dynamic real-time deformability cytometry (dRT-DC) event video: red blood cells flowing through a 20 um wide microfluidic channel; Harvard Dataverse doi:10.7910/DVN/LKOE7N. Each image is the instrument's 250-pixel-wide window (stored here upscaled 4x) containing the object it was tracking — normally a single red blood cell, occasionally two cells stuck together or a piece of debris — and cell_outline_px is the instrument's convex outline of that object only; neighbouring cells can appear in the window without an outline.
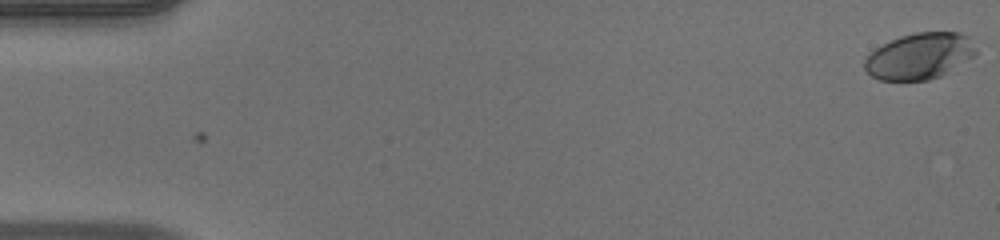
{"species": "human", "species_latin": "Homo sapiens", "temperature_condition": "warm", "stored_images_in_passage": 53, "camera_frame_rate_fps": 3000, "um_per_image_px": 0.085, "donor": {"sex": "male"}, "frame": {"image": 1, "passage_image": 1, "time_ms": 0.0, "image_size_px": [1000, 240], "cell_outline_px": [[976, 56], [940, 76], [928, 80], [880, 80], [872, 76], [864, 68], [864, 60], [876, 48], [900, 36], [916, 32], [960, 32], [968, 36], [976, 48]], "centroid_in_image_um": [78.19, 4.76], "position_along_channel_um": 6.8, "area_um2": 29.88}}
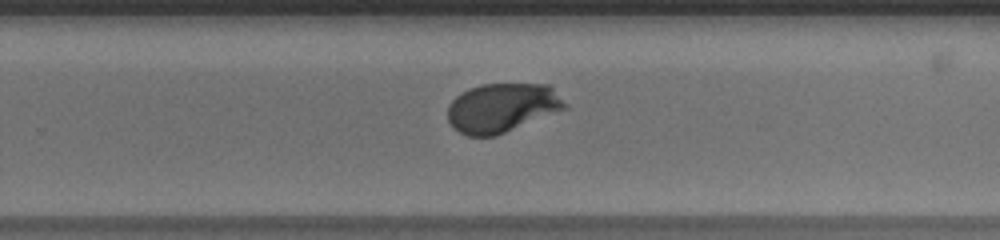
{"frame": {"image": 2, "passage_image": 35, "time_ms": 11.333, "image_size_px": [1000, 240], "cell_outline_px": [[568, 108], [496, 136], [468, 136], [452, 128], [448, 120], [448, 104], [456, 96], [468, 88], [484, 84], [548, 84], [568, 104]], "centroid_in_image_um": [42.67, 9.16], "position_along_channel_um": 287.1, "area_um2": 33.7}}
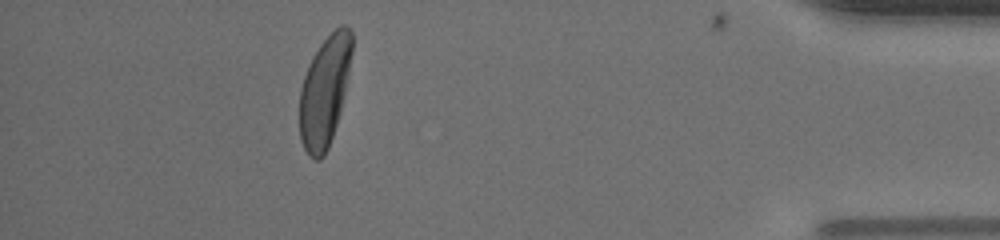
{"frame": {"image": 3, "passage_image": 48, "time_ms": 15.667, "image_size_px": [1000, 240], "cell_outline_px": [[352, 52], [340, 112], [328, 148], [324, 156], [320, 160], [316, 160], [308, 156], [300, 140], [300, 88], [304, 76], [312, 56], [320, 44], [340, 24], [344, 24], [352, 32]], "centroid_in_image_um": [27.58, 7.77], "position_along_channel_um": 407.6, "area_um2": 33.35}, "authors_computed_cell_mechanics": {"area_um2": 33.4084, "velocity_mm_per_s": 3.9401, "shape_relaxation_time_tau1_ms": 2.7825, "shape_relaxation_time_tau2_ms": null, "deformation_change_tau1": 0.1786, "deformation_change_tau2": null}}